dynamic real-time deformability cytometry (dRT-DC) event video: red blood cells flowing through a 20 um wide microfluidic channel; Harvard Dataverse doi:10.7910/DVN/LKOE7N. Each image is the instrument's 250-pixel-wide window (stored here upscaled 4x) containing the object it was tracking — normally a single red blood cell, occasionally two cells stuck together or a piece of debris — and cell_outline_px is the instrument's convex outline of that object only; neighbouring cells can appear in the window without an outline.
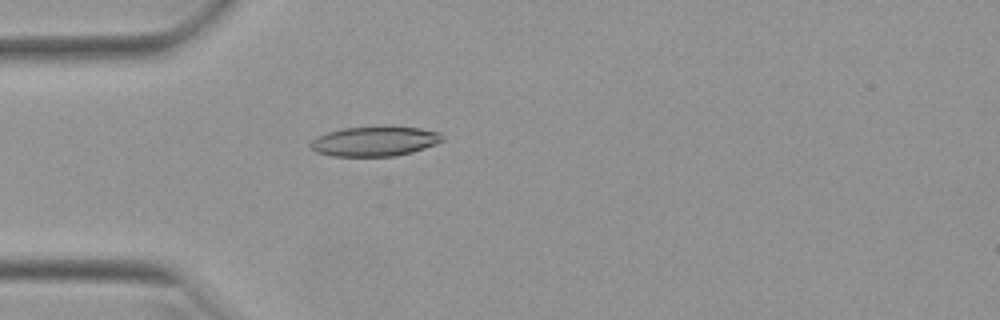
{"species": "Egyptian fruit bat (a non-hibernating species)", "species_latin": "Rousettus aegyptiacus", "temperature_condition": "warm", "stored_images_in_passage": 52, "camera_frame_rate_fps": 3000, "um_per_image_px": 0.085, "animal": {"sex": "female"}, "frame": {"image": 1, "passage_image": 15, "time_ms": 4.667, "image_size_px": [1000, 320], "cell_outline_px": [[444, 140], [436, 144], [412, 152], [396, 156], [332, 156], [316, 152], [308, 144], [316, 136], [328, 132], [344, 128], [384, 124], [388, 124], [420, 128], [440, 132]], "centroid_in_image_um": [31.87, 11.97], "position_along_channel_um": 53.1, "area_um2": 23.58}}
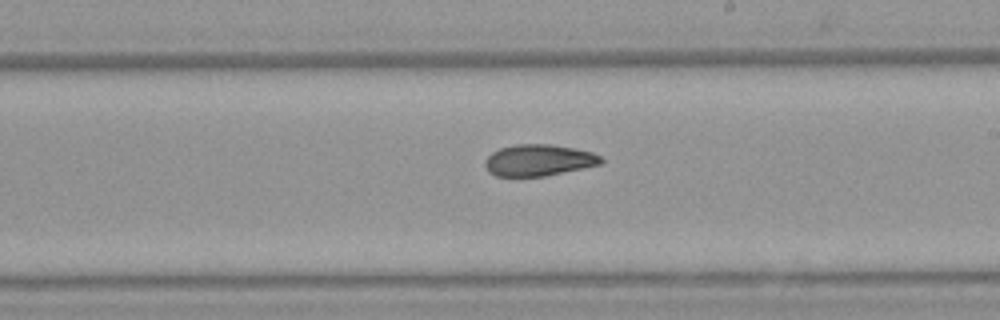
{"frame": {"image": 2, "passage_image": 30, "time_ms": 9.667, "image_size_px": [1000, 320], "cell_outline_px": [[604, 160], [600, 164], [584, 168], [544, 176], [496, 176], [488, 172], [484, 164], [484, 160], [492, 152], [500, 148], [516, 144], [552, 144], [592, 152], [600, 156]], "centroid_in_image_um": [45.76, 13.62], "position_along_channel_um": 243.2, "area_um2": 21.27}}
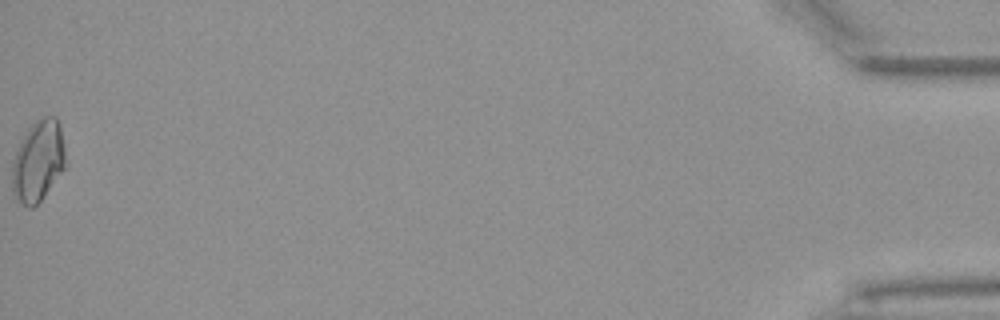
{"frame": {"image": 3, "passage_image": 52, "time_ms": 17.0, "image_size_px": [1000, 320], "cell_outline_px": [[68, 164], [40, 200], [32, 208], [28, 208], [20, 204], [12, 192], [12, 160], [16, 148], [20, 140], [28, 128], [40, 116], [56, 116], [60, 124]], "centroid_in_image_um": [3.24, 13.66], "position_along_channel_um": 432.0, "area_um2": 25.84}, "authors_computed_cell_mechanics": {"area_um2": 22.0796, "velocity_mm_per_s": 3.9673, "shape_relaxation_time_tau1_ms": 9.0952, "shape_relaxation_time_tau2_ms": 3.7007, "deformation_change_tau1": 0.194, "deformation_change_tau2": 0.1003}}